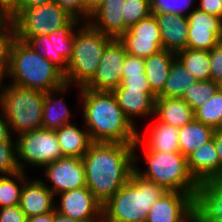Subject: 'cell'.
<instances>
[{
	"mask_svg": "<svg viewBox=\"0 0 222 222\" xmlns=\"http://www.w3.org/2000/svg\"><path fill=\"white\" fill-rule=\"evenodd\" d=\"M187 166L199 184L208 178L221 175V165L213 138L187 157Z\"/></svg>",
	"mask_w": 222,
	"mask_h": 222,
	"instance_id": "44dd1931",
	"label": "cell"
},
{
	"mask_svg": "<svg viewBox=\"0 0 222 222\" xmlns=\"http://www.w3.org/2000/svg\"><path fill=\"white\" fill-rule=\"evenodd\" d=\"M122 69L123 74L145 73L144 59L127 53Z\"/></svg>",
	"mask_w": 222,
	"mask_h": 222,
	"instance_id": "7bdbcfd3",
	"label": "cell"
},
{
	"mask_svg": "<svg viewBox=\"0 0 222 222\" xmlns=\"http://www.w3.org/2000/svg\"><path fill=\"white\" fill-rule=\"evenodd\" d=\"M218 89L222 92V79L218 82Z\"/></svg>",
	"mask_w": 222,
	"mask_h": 222,
	"instance_id": "6f0895ef",
	"label": "cell"
},
{
	"mask_svg": "<svg viewBox=\"0 0 222 222\" xmlns=\"http://www.w3.org/2000/svg\"><path fill=\"white\" fill-rule=\"evenodd\" d=\"M5 76L8 77V67H0V90L2 91L0 93V103L3 97V94L7 88V86L3 85L4 82H2V79H4Z\"/></svg>",
	"mask_w": 222,
	"mask_h": 222,
	"instance_id": "816d5d0a",
	"label": "cell"
},
{
	"mask_svg": "<svg viewBox=\"0 0 222 222\" xmlns=\"http://www.w3.org/2000/svg\"><path fill=\"white\" fill-rule=\"evenodd\" d=\"M195 194L167 191L150 208L146 222H182L194 208Z\"/></svg>",
	"mask_w": 222,
	"mask_h": 222,
	"instance_id": "9a60e30c",
	"label": "cell"
},
{
	"mask_svg": "<svg viewBox=\"0 0 222 222\" xmlns=\"http://www.w3.org/2000/svg\"><path fill=\"white\" fill-rule=\"evenodd\" d=\"M68 87V84H65L59 89L48 91L45 93L43 111H42V128L49 130H57L63 125L70 124V110H68L67 106H65V102L63 100H56L53 97L55 93H64ZM57 103V104H55ZM59 105V110L58 107Z\"/></svg>",
	"mask_w": 222,
	"mask_h": 222,
	"instance_id": "484cf974",
	"label": "cell"
},
{
	"mask_svg": "<svg viewBox=\"0 0 222 222\" xmlns=\"http://www.w3.org/2000/svg\"><path fill=\"white\" fill-rule=\"evenodd\" d=\"M126 0H105L104 3L91 14L88 23L102 33L118 39L129 28L124 24L122 13Z\"/></svg>",
	"mask_w": 222,
	"mask_h": 222,
	"instance_id": "d6986e66",
	"label": "cell"
},
{
	"mask_svg": "<svg viewBox=\"0 0 222 222\" xmlns=\"http://www.w3.org/2000/svg\"><path fill=\"white\" fill-rule=\"evenodd\" d=\"M53 0H20L12 9H27L52 3Z\"/></svg>",
	"mask_w": 222,
	"mask_h": 222,
	"instance_id": "bcb514c9",
	"label": "cell"
},
{
	"mask_svg": "<svg viewBox=\"0 0 222 222\" xmlns=\"http://www.w3.org/2000/svg\"><path fill=\"white\" fill-rule=\"evenodd\" d=\"M175 58L174 52L163 49L144 59V72L149 81L150 88L156 96L163 91Z\"/></svg>",
	"mask_w": 222,
	"mask_h": 222,
	"instance_id": "d4e9b609",
	"label": "cell"
},
{
	"mask_svg": "<svg viewBox=\"0 0 222 222\" xmlns=\"http://www.w3.org/2000/svg\"><path fill=\"white\" fill-rule=\"evenodd\" d=\"M105 0H84L85 10L91 15L94 13Z\"/></svg>",
	"mask_w": 222,
	"mask_h": 222,
	"instance_id": "681fc988",
	"label": "cell"
},
{
	"mask_svg": "<svg viewBox=\"0 0 222 222\" xmlns=\"http://www.w3.org/2000/svg\"><path fill=\"white\" fill-rule=\"evenodd\" d=\"M8 19L14 37L23 42L32 36L60 32L75 21L54 2L27 9H11Z\"/></svg>",
	"mask_w": 222,
	"mask_h": 222,
	"instance_id": "52a82bcc",
	"label": "cell"
},
{
	"mask_svg": "<svg viewBox=\"0 0 222 222\" xmlns=\"http://www.w3.org/2000/svg\"><path fill=\"white\" fill-rule=\"evenodd\" d=\"M146 171L135 170L143 178L163 186L167 191L196 194L199 183L191 175L187 158L180 152L149 151L145 146Z\"/></svg>",
	"mask_w": 222,
	"mask_h": 222,
	"instance_id": "8992f818",
	"label": "cell"
},
{
	"mask_svg": "<svg viewBox=\"0 0 222 222\" xmlns=\"http://www.w3.org/2000/svg\"><path fill=\"white\" fill-rule=\"evenodd\" d=\"M194 208L206 222L222 221V175L200 183L194 197Z\"/></svg>",
	"mask_w": 222,
	"mask_h": 222,
	"instance_id": "e0dca14e",
	"label": "cell"
},
{
	"mask_svg": "<svg viewBox=\"0 0 222 222\" xmlns=\"http://www.w3.org/2000/svg\"><path fill=\"white\" fill-rule=\"evenodd\" d=\"M63 157L82 158L93 143L87 129L70 123L55 130Z\"/></svg>",
	"mask_w": 222,
	"mask_h": 222,
	"instance_id": "cb8c5ba5",
	"label": "cell"
},
{
	"mask_svg": "<svg viewBox=\"0 0 222 222\" xmlns=\"http://www.w3.org/2000/svg\"><path fill=\"white\" fill-rule=\"evenodd\" d=\"M54 196L40 179L27 180L22 188L19 206L26 217L52 212L55 209Z\"/></svg>",
	"mask_w": 222,
	"mask_h": 222,
	"instance_id": "ffe728a7",
	"label": "cell"
},
{
	"mask_svg": "<svg viewBox=\"0 0 222 222\" xmlns=\"http://www.w3.org/2000/svg\"><path fill=\"white\" fill-rule=\"evenodd\" d=\"M167 190L134 170L130 179L102 205L108 222H146L153 204Z\"/></svg>",
	"mask_w": 222,
	"mask_h": 222,
	"instance_id": "277c9868",
	"label": "cell"
},
{
	"mask_svg": "<svg viewBox=\"0 0 222 222\" xmlns=\"http://www.w3.org/2000/svg\"><path fill=\"white\" fill-rule=\"evenodd\" d=\"M54 222H81V221L66 217L60 213H57L56 210L54 209Z\"/></svg>",
	"mask_w": 222,
	"mask_h": 222,
	"instance_id": "11a10c76",
	"label": "cell"
},
{
	"mask_svg": "<svg viewBox=\"0 0 222 222\" xmlns=\"http://www.w3.org/2000/svg\"><path fill=\"white\" fill-rule=\"evenodd\" d=\"M45 177L51 181L47 187L56 196L65 191L86 186L85 166L82 158L62 157L45 167Z\"/></svg>",
	"mask_w": 222,
	"mask_h": 222,
	"instance_id": "4fadbf2b",
	"label": "cell"
},
{
	"mask_svg": "<svg viewBox=\"0 0 222 222\" xmlns=\"http://www.w3.org/2000/svg\"><path fill=\"white\" fill-rule=\"evenodd\" d=\"M134 144L93 142L82 157L86 187L103 205L135 170Z\"/></svg>",
	"mask_w": 222,
	"mask_h": 222,
	"instance_id": "6da1fadb",
	"label": "cell"
},
{
	"mask_svg": "<svg viewBox=\"0 0 222 222\" xmlns=\"http://www.w3.org/2000/svg\"><path fill=\"white\" fill-rule=\"evenodd\" d=\"M92 222H108V221L103 216H101L99 219Z\"/></svg>",
	"mask_w": 222,
	"mask_h": 222,
	"instance_id": "9f6ffc18",
	"label": "cell"
},
{
	"mask_svg": "<svg viewBox=\"0 0 222 222\" xmlns=\"http://www.w3.org/2000/svg\"><path fill=\"white\" fill-rule=\"evenodd\" d=\"M198 80L175 58L166 79L163 91L157 97L182 98L186 90Z\"/></svg>",
	"mask_w": 222,
	"mask_h": 222,
	"instance_id": "83f0119b",
	"label": "cell"
},
{
	"mask_svg": "<svg viewBox=\"0 0 222 222\" xmlns=\"http://www.w3.org/2000/svg\"><path fill=\"white\" fill-rule=\"evenodd\" d=\"M218 89V82L213 80L197 81L188 88L182 99L194 110L200 108Z\"/></svg>",
	"mask_w": 222,
	"mask_h": 222,
	"instance_id": "1f68e13d",
	"label": "cell"
},
{
	"mask_svg": "<svg viewBox=\"0 0 222 222\" xmlns=\"http://www.w3.org/2000/svg\"><path fill=\"white\" fill-rule=\"evenodd\" d=\"M80 21L75 20L68 28L51 33L30 37L26 43L41 57L48 59L63 73L73 53L74 32Z\"/></svg>",
	"mask_w": 222,
	"mask_h": 222,
	"instance_id": "8fae6325",
	"label": "cell"
},
{
	"mask_svg": "<svg viewBox=\"0 0 222 222\" xmlns=\"http://www.w3.org/2000/svg\"><path fill=\"white\" fill-rule=\"evenodd\" d=\"M8 77L14 85L44 93L66 84L64 73L58 67L15 37L9 46Z\"/></svg>",
	"mask_w": 222,
	"mask_h": 222,
	"instance_id": "3957f363",
	"label": "cell"
},
{
	"mask_svg": "<svg viewBox=\"0 0 222 222\" xmlns=\"http://www.w3.org/2000/svg\"><path fill=\"white\" fill-rule=\"evenodd\" d=\"M182 222H206L204 217L193 208L190 213L182 220Z\"/></svg>",
	"mask_w": 222,
	"mask_h": 222,
	"instance_id": "f907efd6",
	"label": "cell"
},
{
	"mask_svg": "<svg viewBox=\"0 0 222 222\" xmlns=\"http://www.w3.org/2000/svg\"><path fill=\"white\" fill-rule=\"evenodd\" d=\"M126 49L119 39H112L105 47L93 78L83 87L94 91H112L121 85Z\"/></svg>",
	"mask_w": 222,
	"mask_h": 222,
	"instance_id": "30bf717a",
	"label": "cell"
},
{
	"mask_svg": "<svg viewBox=\"0 0 222 222\" xmlns=\"http://www.w3.org/2000/svg\"><path fill=\"white\" fill-rule=\"evenodd\" d=\"M19 1L20 0H0V7L8 13Z\"/></svg>",
	"mask_w": 222,
	"mask_h": 222,
	"instance_id": "db71d44e",
	"label": "cell"
},
{
	"mask_svg": "<svg viewBox=\"0 0 222 222\" xmlns=\"http://www.w3.org/2000/svg\"><path fill=\"white\" fill-rule=\"evenodd\" d=\"M13 37H14L13 29L9 24L0 33V67H8V52Z\"/></svg>",
	"mask_w": 222,
	"mask_h": 222,
	"instance_id": "60d3db41",
	"label": "cell"
},
{
	"mask_svg": "<svg viewBox=\"0 0 222 222\" xmlns=\"http://www.w3.org/2000/svg\"><path fill=\"white\" fill-rule=\"evenodd\" d=\"M79 88L83 118L92 142L134 144L136 126L126 118L111 91Z\"/></svg>",
	"mask_w": 222,
	"mask_h": 222,
	"instance_id": "7a4b0ae2",
	"label": "cell"
},
{
	"mask_svg": "<svg viewBox=\"0 0 222 222\" xmlns=\"http://www.w3.org/2000/svg\"><path fill=\"white\" fill-rule=\"evenodd\" d=\"M26 219L19 205L0 208V222H26Z\"/></svg>",
	"mask_w": 222,
	"mask_h": 222,
	"instance_id": "b9f144b4",
	"label": "cell"
},
{
	"mask_svg": "<svg viewBox=\"0 0 222 222\" xmlns=\"http://www.w3.org/2000/svg\"><path fill=\"white\" fill-rule=\"evenodd\" d=\"M212 138L214 139V144L221 165V175H222V131L219 129L214 130Z\"/></svg>",
	"mask_w": 222,
	"mask_h": 222,
	"instance_id": "7dc6e473",
	"label": "cell"
},
{
	"mask_svg": "<svg viewBox=\"0 0 222 222\" xmlns=\"http://www.w3.org/2000/svg\"><path fill=\"white\" fill-rule=\"evenodd\" d=\"M148 141L143 142V136L138 132V139L134 143V149L140 144L149 151L157 152H180L179 151V128L157 121L153 127L148 130ZM137 147V148H136Z\"/></svg>",
	"mask_w": 222,
	"mask_h": 222,
	"instance_id": "7402d4cb",
	"label": "cell"
},
{
	"mask_svg": "<svg viewBox=\"0 0 222 222\" xmlns=\"http://www.w3.org/2000/svg\"><path fill=\"white\" fill-rule=\"evenodd\" d=\"M175 55L186 71L198 81L211 80L210 51L186 48L176 52Z\"/></svg>",
	"mask_w": 222,
	"mask_h": 222,
	"instance_id": "f1b7e54d",
	"label": "cell"
},
{
	"mask_svg": "<svg viewBox=\"0 0 222 222\" xmlns=\"http://www.w3.org/2000/svg\"><path fill=\"white\" fill-rule=\"evenodd\" d=\"M187 48L211 51L222 41V19L198 10L196 7L187 15Z\"/></svg>",
	"mask_w": 222,
	"mask_h": 222,
	"instance_id": "7c38bea8",
	"label": "cell"
},
{
	"mask_svg": "<svg viewBox=\"0 0 222 222\" xmlns=\"http://www.w3.org/2000/svg\"><path fill=\"white\" fill-rule=\"evenodd\" d=\"M0 142H14L13 137H11V129L10 125L7 122V119L3 113V115H0Z\"/></svg>",
	"mask_w": 222,
	"mask_h": 222,
	"instance_id": "f6af8a7d",
	"label": "cell"
},
{
	"mask_svg": "<svg viewBox=\"0 0 222 222\" xmlns=\"http://www.w3.org/2000/svg\"><path fill=\"white\" fill-rule=\"evenodd\" d=\"M151 12L150 0H126L122 17L124 24L130 28L141 19L148 17Z\"/></svg>",
	"mask_w": 222,
	"mask_h": 222,
	"instance_id": "e575fe53",
	"label": "cell"
},
{
	"mask_svg": "<svg viewBox=\"0 0 222 222\" xmlns=\"http://www.w3.org/2000/svg\"><path fill=\"white\" fill-rule=\"evenodd\" d=\"M195 120L218 130L222 125V92L217 89L195 112Z\"/></svg>",
	"mask_w": 222,
	"mask_h": 222,
	"instance_id": "4dcf8cb0",
	"label": "cell"
},
{
	"mask_svg": "<svg viewBox=\"0 0 222 222\" xmlns=\"http://www.w3.org/2000/svg\"><path fill=\"white\" fill-rule=\"evenodd\" d=\"M118 39L124 44L128 54L143 59L163 50L154 39L137 38V36H120Z\"/></svg>",
	"mask_w": 222,
	"mask_h": 222,
	"instance_id": "d6a6232c",
	"label": "cell"
},
{
	"mask_svg": "<svg viewBox=\"0 0 222 222\" xmlns=\"http://www.w3.org/2000/svg\"><path fill=\"white\" fill-rule=\"evenodd\" d=\"M113 38L93 28L88 22L74 32L73 53L64 73L65 83L84 87L94 76L106 45Z\"/></svg>",
	"mask_w": 222,
	"mask_h": 222,
	"instance_id": "5b68a950",
	"label": "cell"
},
{
	"mask_svg": "<svg viewBox=\"0 0 222 222\" xmlns=\"http://www.w3.org/2000/svg\"><path fill=\"white\" fill-rule=\"evenodd\" d=\"M9 25L8 13L0 7V33Z\"/></svg>",
	"mask_w": 222,
	"mask_h": 222,
	"instance_id": "f5cc1de1",
	"label": "cell"
},
{
	"mask_svg": "<svg viewBox=\"0 0 222 222\" xmlns=\"http://www.w3.org/2000/svg\"><path fill=\"white\" fill-rule=\"evenodd\" d=\"M193 2L194 0H150L151 12L187 16L186 12L190 9Z\"/></svg>",
	"mask_w": 222,
	"mask_h": 222,
	"instance_id": "8d00e7d4",
	"label": "cell"
},
{
	"mask_svg": "<svg viewBox=\"0 0 222 222\" xmlns=\"http://www.w3.org/2000/svg\"><path fill=\"white\" fill-rule=\"evenodd\" d=\"M15 142H0V173L10 175L19 172Z\"/></svg>",
	"mask_w": 222,
	"mask_h": 222,
	"instance_id": "d590c367",
	"label": "cell"
},
{
	"mask_svg": "<svg viewBox=\"0 0 222 222\" xmlns=\"http://www.w3.org/2000/svg\"><path fill=\"white\" fill-rule=\"evenodd\" d=\"M26 222H54V210L52 212L27 217Z\"/></svg>",
	"mask_w": 222,
	"mask_h": 222,
	"instance_id": "c3c4849f",
	"label": "cell"
},
{
	"mask_svg": "<svg viewBox=\"0 0 222 222\" xmlns=\"http://www.w3.org/2000/svg\"><path fill=\"white\" fill-rule=\"evenodd\" d=\"M210 76L215 82L222 79V41L210 51Z\"/></svg>",
	"mask_w": 222,
	"mask_h": 222,
	"instance_id": "f35d334b",
	"label": "cell"
},
{
	"mask_svg": "<svg viewBox=\"0 0 222 222\" xmlns=\"http://www.w3.org/2000/svg\"><path fill=\"white\" fill-rule=\"evenodd\" d=\"M57 213L81 222H92L102 216V204L85 186L78 189L62 192Z\"/></svg>",
	"mask_w": 222,
	"mask_h": 222,
	"instance_id": "5bb4252c",
	"label": "cell"
},
{
	"mask_svg": "<svg viewBox=\"0 0 222 222\" xmlns=\"http://www.w3.org/2000/svg\"><path fill=\"white\" fill-rule=\"evenodd\" d=\"M155 116L158 121L178 128L195 119L194 110L182 98L156 97Z\"/></svg>",
	"mask_w": 222,
	"mask_h": 222,
	"instance_id": "603a6c76",
	"label": "cell"
},
{
	"mask_svg": "<svg viewBox=\"0 0 222 222\" xmlns=\"http://www.w3.org/2000/svg\"><path fill=\"white\" fill-rule=\"evenodd\" d=\"M77 21L88 22L90 14L85 10L84 0H53ZM85 20V21H84Z\"/></svg>",
	"mask_w": 222,
	"mask_h": 222,
	"instance_id": "74e56055",
	"label": "cell"
},
{
	"mask_svg": "<svg viewBox=\"0 0 222 222\" xmlns=\"http://www.w3.org/2000/svg\"><path fill=\"white\" fill-rule=\"evenodd\" d=\"M16 140L17 163L20 171L25 164L45 167L63 157L55 130L35 129L18 135Z\"/></svg>",
	"mask_w": 222,
	"mask_h": 222,
	"instance_id": "9c48e42d",
	"label": "cell"
},
{
	"mask_svg": "<svg viewBox=\"0 0 222 222\" xmlns=\"http://www.w3.org/2000/svg\"><path fill=\"white\" fill-rule=\"evenodd\" d=\"M45 93L24 88L11 83L8 85L1 103L0 110L4 113L10 129L17 136L35 129L42 128V111Z\"/></svg>",
	"mask_w": 222,
	"mask_h": 222,
	"instance_id": "ba28073f",
	"label": "cell"
},
{
	"mask_svg": "<svg viewBox=\"0 0 222 222\" xmlns=\"http://www.w3.org/2000/svg\"><path fill=\"white\" fill-rule=\"evenodd\" d=\"M121 36H137V38L154 39V41L163 49L159 25L153 13L148 17L141 19L135 25H132Z\"/></svg>",
	"mask_w": 222,
	"mask_h": 222,
	"instance_id": "836d02e7",
	"label": "cell"
},
{
	"mask_svg": "<svg viewBox=\"0 0 222 222\" xmlns=\"http://www.w3.org/2000/svg\"><path fill=\"white\" fill-rule=\"evenodd\" d=\"M24 175V171H19L0 176V208L19 205L22 188L27 181L26 175ZM13 179H16V182Z\"/></svg>",
	"mask_w": 222,
	"mask_h": 222,
	"instance_id": "f546056e",
	"label": "cell"
},
{
	"mask_svg": "<svg viewBox=\"0 0 222 222\" xmlns=\"http://www.w3.org/2000/svg\"><path fill=\"white\" fill-rule=\"evenodd\" d=\"M111 92L132 125L135 126L133 117L154 116L157 96L151 89L115 88Z\"/></svg>",
	"mask_w": 222,
	"mask_h": 222,
	"instance_id": "2e32d148",
	"label": "cell"
},
{
	"mask_svg": "<svg viewBox=\"0 0 222 222\" xmlns=\"http://www.w3.org/2000/svg\"><path fill=\"white\" fill-rule=\"evenodd\" d=\"M214 129L195 119L179 128V151L187 158L193 151L212 139Z\"/></svg>",
	"mask_w": 222,
	"mask_h": 222,
	"instance_id": "4316f807",
	"label": "cell"
},
{
	"mask_svg": "<svg viewBox=\"0 0 222 222\" xmlns=\"http://www.w3.org/2000/svg\"><path fill=\"white\" fill-rule=\"evenodd\" d=\"M158 22L163 49L174 53L186 49L188 41V19L185 15L152 12Z\"/></svg>",
	"mask_w": 222,
	"mask_h": 222,
	"instance_id": "ac0fdd59",
	"label": "cell"
},
{
	"mask_svg": "<svg viewBox=\"0 0 222 222\" xmlns=\"http://www.w3.org/2000/svg\"><path fill=\"white\" fill-rule=\"evenodd\" d=\"M117 88L151 89L145 73L123 74L121 85Z\"/></svg>",
	"mask_w": 222,
	"mask_h": 222,
	"instance_id": "ab89813d",
	"label": "cell"
},
{
	"mask_svg": "<svg viewBox=\"0 0 222 222\" xmlns=\"http://www.w3.org/2000/svg\"><path fill=\"white\" fill-rule=\"evenodd\" d=\"M198 10L222 19V0H200Z\"/></svg>",
	"mask_w": 222,
	"mask_h": 222,
	"instance_id": "ee69618b",
	"label": "cell"
}]
</instances>
